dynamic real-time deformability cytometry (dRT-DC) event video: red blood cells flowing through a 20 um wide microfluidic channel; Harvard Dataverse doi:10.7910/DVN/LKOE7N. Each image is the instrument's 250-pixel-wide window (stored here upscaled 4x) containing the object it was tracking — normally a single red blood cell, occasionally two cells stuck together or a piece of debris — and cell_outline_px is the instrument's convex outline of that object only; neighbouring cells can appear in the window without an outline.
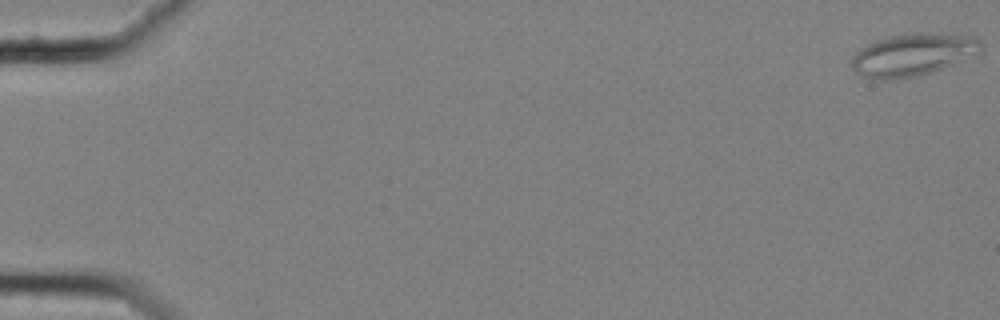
{"species": "common noctule bat (a hibernating species)", "species_latin": "Nyctalus noctula", "temperature_condition": "cold", "stored_images_in_passage": 59, "camera_frame_rate_fps": 3000, "um_per_image_px": 0.085, "animal": {"sex": "female", "body_mass_g": 25.1}, "frame": {"image": 1, "passage_image": 1, "time_ms": 0.0, "image_size_px": [1000, 320], "cell_outline_px": [[984, 44], [980, 52], [952, 64], [916, 76], [888, 80], [872, 80], [864, 76], [852, 68], [852, 56], [860, 48], [876, 40], [892, 36], [916, 32], [928, 32], [972, 36], [980, 40]], "centroid_in_image_um": [77.58, 4.63], "position_along_channel_um": 7.4, "area_um2": 31.73}}
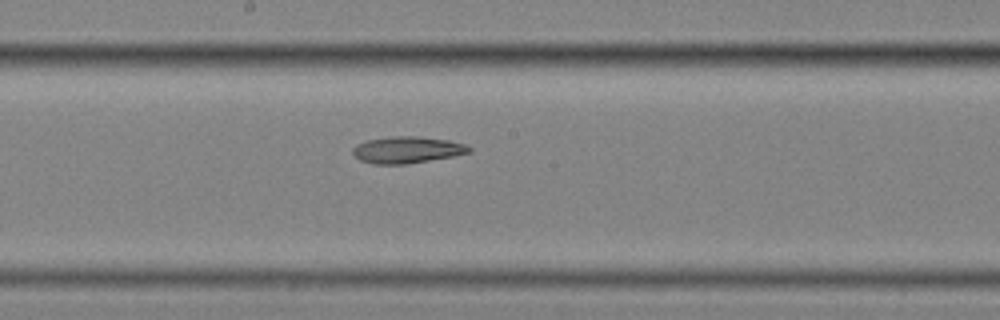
{"frame": {"image": 2, "passage_image": 33, "time_ms": 10.667, "image_size_px": [1000, 320], "cell_outline_px": [[472, 152], [452, 156], [408, 164], [372, 164], [360, 160], [352, 152], [352, 148], [356, 144], [368, 140], [392, 136], [416, 136], [448, 140], [464, 144], [472, 148]], "centroid_in_image_um": [34.59, 12.74], "position_along_channel_um": 213.6, "area_um2": 18.03}}
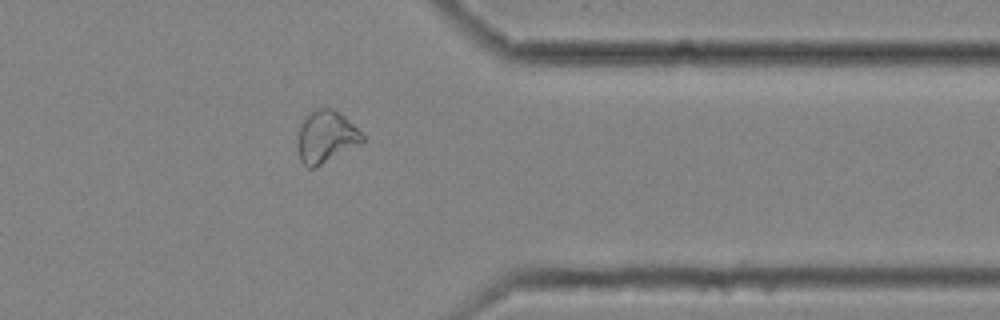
{"frame": {"image": 3, "passage_image": 48, "time_ms": 15.667, "image_size_px": [1000, 320], "cell_outline_px": [[364, 140], [360, 144], [316, 168], [308, 168], [300, 160], [300, 124], [304, 116], [308, 112], [324, 104], [340, 112], [364, 136]], "centroid_in_image_um": [27.72, 11.58], "position_along_channel_um": 383.7, "area_um2": 19.65}}